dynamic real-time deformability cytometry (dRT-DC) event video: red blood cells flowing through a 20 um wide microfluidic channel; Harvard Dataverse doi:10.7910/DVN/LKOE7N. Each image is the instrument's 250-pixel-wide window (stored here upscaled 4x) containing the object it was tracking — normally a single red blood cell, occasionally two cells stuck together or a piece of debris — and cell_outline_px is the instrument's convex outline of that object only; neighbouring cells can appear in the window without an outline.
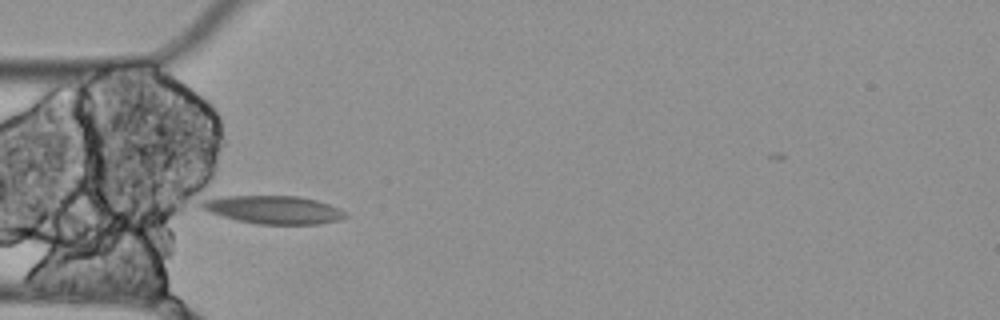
{"species": "Egyptian fruit bat (a non-hibernating species)", "species_latin": "Rousettus aegyptiacus", "temperature_condition": "cold", "stored_images_in_passage": 4, "camera_frame_rate_fps": 3000, "um_per_image_px": 0.085, "animal": {"sex": "female"}, "frame": {"image": 1, "passage_image": 3, "time_ms": 0.667, "image_size_px": [1000, 320], "cell_outline_px": [[348, 216], [340, 220], [320, 224], [256, 224], [236, 220], [208, 212], [200, 208], [200, 200], [228, 196], [296, 196], [316, 200], [328, 204], [344, 212]], "centroid_in_image_um": [23.21, 17.83], "position_along_channel_um": 61.8, "area_um2": 23.47}}
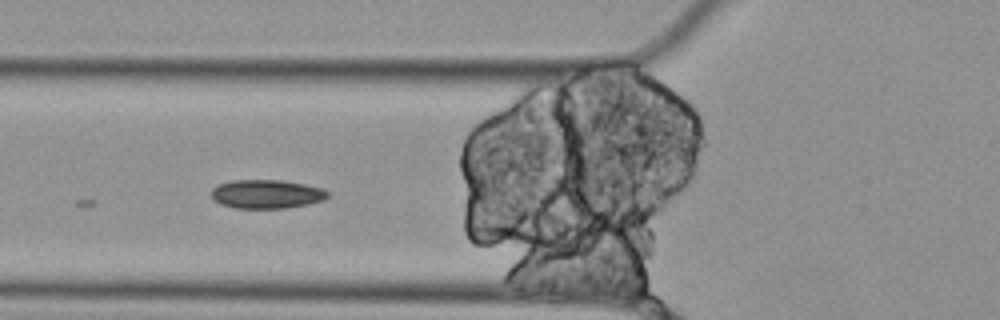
{"frame": {"image": 2, "passage_image": 4, "time_ms": 1.0, "image_size_px": [1000, 320], "cell_outline_px": [[328, 196], [324, 200], [308, 204], [284, 208], [236, 208], [220, 204], [212, 200], [212, 188], [220, 184], [232, 180], [284, 180], [324, 188], [328, 192]], "centroid_in_image_um": [22.66, 16.49], "position_along_channel_um": 103.1, "area_um2": 19.59}}